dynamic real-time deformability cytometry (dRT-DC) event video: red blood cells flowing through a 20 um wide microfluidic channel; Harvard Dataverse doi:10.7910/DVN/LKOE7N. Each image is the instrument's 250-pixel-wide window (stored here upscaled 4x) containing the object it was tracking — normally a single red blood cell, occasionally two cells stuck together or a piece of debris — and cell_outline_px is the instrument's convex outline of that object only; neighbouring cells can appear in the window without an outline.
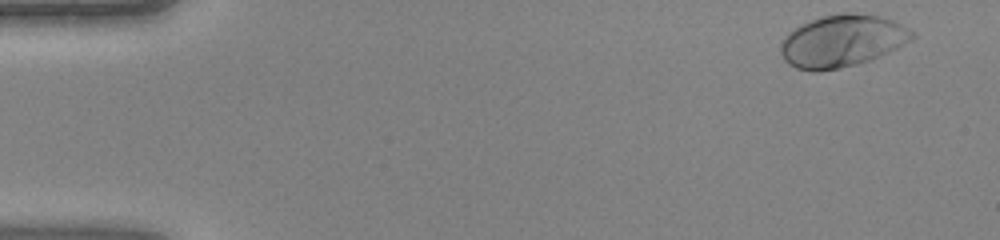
{"species": "human", "species_latin": "Homo sapiens", "temperature_condition": "warm", "stored_images_in_passage": 43, "camera_frame_rate_fps": 3000, "um_per_image_px": 0.085, "donor": {"sex": "female"}, "frame": {"image": 1, "passage_image": 1, "time_ms": 0.0, "image_size_px": [1000, 240], "cell_outline_px": [[916, 36], [912, 40], [872, 60], [840, 68], [820, 72], [812, 72], [796, 68], [788, 64], [784, 60], [780, 52], [780, 44], [784, 36], [788, 32], [800, 24], [824, 16], [840, 12], [852, 12], [880, 16], [892, 20], [916, 32]], "centroid_in_image_um": [71.57, 3.49], "position_along_channel_um": 13.4, "area_um2": 40.34}}
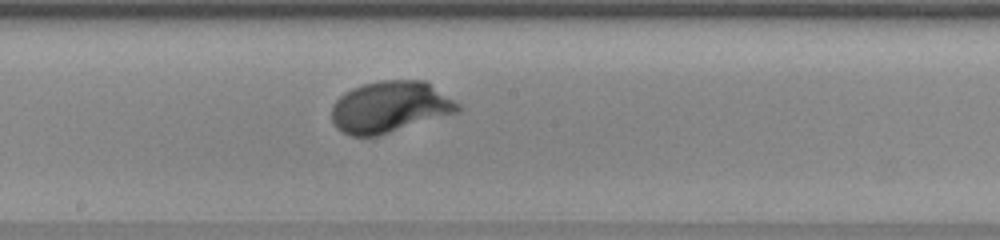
{"frame": {"image": 2, "passage_image": 23, "time_ms": 7.333, "image_size_px": [1000, 240], "cell_outline_px": [[460, 108], [456, 112], [376, 136], [348, 136], [340, 132], [336, 128], [332, 120], [332, 104], [344, 92], [352, 88], [364, 84], [380, 80], [424, 80], [460, 104]], "centroid_in_image_um": [33.08, 9.09], "position_along_channel_um": 215.1, "area_um2": 37.45}}
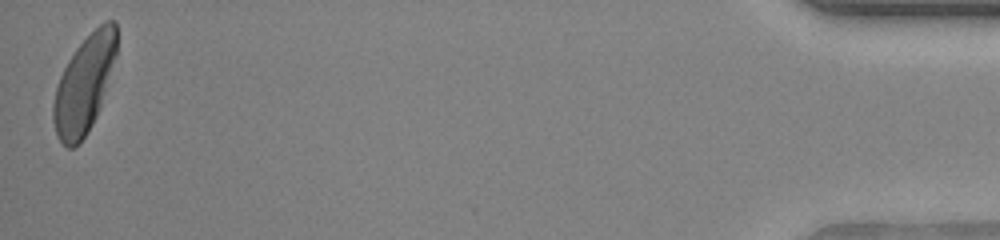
{"frame": {"image": 3, "passage_image": 43, "time_ms": 14.0, "image_size_px": [1000, 240], "cell_outline_px": [[116, 56], [96, 116], [88, 132], [80, 144], [72, 148], [68, 148], [56, 136], [52, 120], [52, 104], [56, 88], [60, 76], [68, 60], [76, 48], [104, 20], [116, 20]], "centroid_in_image_um": [7.13, 7.2], "position_along_channel_um": 428.1, "area_um2": 35.49}}